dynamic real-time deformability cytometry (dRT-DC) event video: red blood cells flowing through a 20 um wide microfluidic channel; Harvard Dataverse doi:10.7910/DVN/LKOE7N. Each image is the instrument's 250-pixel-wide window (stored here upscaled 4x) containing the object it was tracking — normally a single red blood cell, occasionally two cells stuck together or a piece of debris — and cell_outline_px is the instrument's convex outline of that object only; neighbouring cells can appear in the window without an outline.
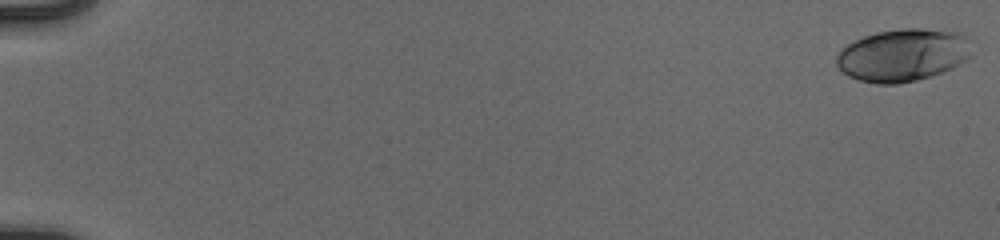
{"species": "human", "species_latin": "Homo sapiens", "temperature_condition": "cold", "stored_images_in_passage": 55, "camera_frame_rate_fps": 3000, "um_per_image_px": 0.085, "donor": {"sex": "male"}, "frame": {"image": 1, "passage_image": 1, "time_ms": 0.0, "image_size_px": [1000, 240], "cell_outline_px": [[968, 60], [952, 68], [916, 80], [896, 84], [876, 84], [860, 80], [848, 76], [836, 64], [836, 56], [848, 44], [864, 36], [876, 32], [900, 28], [924, 28], [960, 32], [968, 40]], "centroid_in_image_um": [76.73, 4.67], "position_along_channel_um": 8.3, "area_um2": 41.1}}
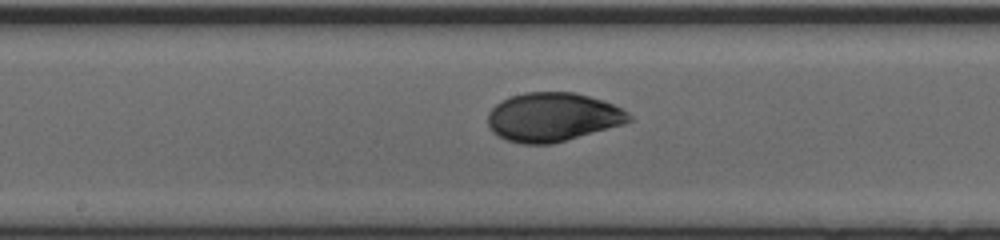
{"frame": {"image": 2, "passage_image": 31, "time_ms": 10.0, "image_size_px": [1000, 240], "cell_outline_px": [[632, 120], [624, 124], [552, 144], [524, 144], [504, 140], [496, 136], [488, 128], [488, 112], [496, 104], [512, 96], [524, 92], [572, 92], [604, 100], [628, 112], [632, 116]], "centroid_in_image_um": [46.96, 9.96], "position_along_channel_um": 201.2, "area_um2": 40.29}}
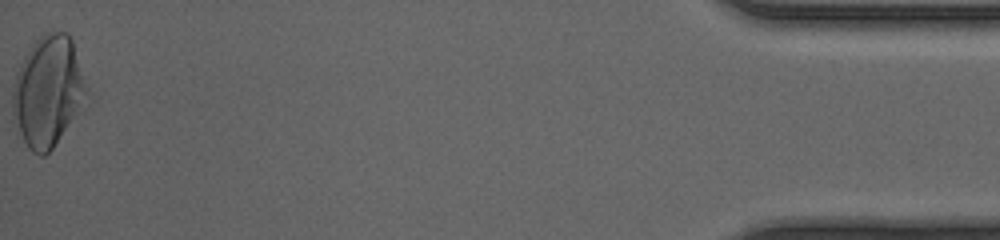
{"frame": {"image": 3, "passage_image": 55, "time_ms": 18.0, "image_size_px": [1000, 240], "cell_outline_px": [[88, 96], [52, 148], [44, 156], [40, 156], [32, 152], [28, 148], [12, 116], [12, 88], [16, 72], [24, 56], [32, 44], [44, 32], [68, 32], [72, 40], [88, 88]], "centroid_in_image_um": [4.06, 7.73], "position_along_channel_um": 431.1, "area_um2": 47.34}, "authors_computed_cell_mechanics": {"area_um2": 39.593, "velocity_mm_per_s": 3.9182, "shape_relaxation_time_tau1_ms": 3.9948, "shape_relaxation_time_tau2_ms": 0.8056, "deformation_change_tau1": 0.1698, "deformation_change_tau2": 0.0388}}